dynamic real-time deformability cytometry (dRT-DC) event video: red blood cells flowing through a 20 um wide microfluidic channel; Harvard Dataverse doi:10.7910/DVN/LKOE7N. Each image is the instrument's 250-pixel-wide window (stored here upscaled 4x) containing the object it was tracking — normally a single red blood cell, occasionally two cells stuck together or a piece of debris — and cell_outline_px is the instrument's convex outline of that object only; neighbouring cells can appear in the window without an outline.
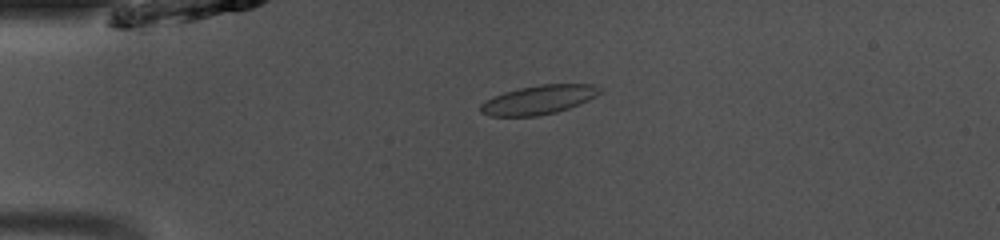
{"species": "common noctule bat (a hibernating species)", "species_latin": "Nyctalus noctula", "temperature_condition": "room temperature", "stored_images_in_passage": 47, "camera_frame_rate_fps": 3000, "um_per_image_px": 0.085, "animal": {"sex": "male", "body_mass_g": 13.0, "forearm_length_mm": 53.1}, "frame": {"image": 1, "passage_image": 10, "time_ms": 3.0, "image_size_px": [1000, 240], "cell_outline_px": [[600, 92], [596, 96], [588, 100], [568, 108], [556, 112], [536, 116], [492, 116], [480, 112], [480, 104], [484, 100], [504, 92], [520, 88], [540, 84], [596, 84], [600, 88]], "centroid_in_image_um": [45.77, 8.47], "position_along_channel_um": 39.2, "area_um2": 20.06}}
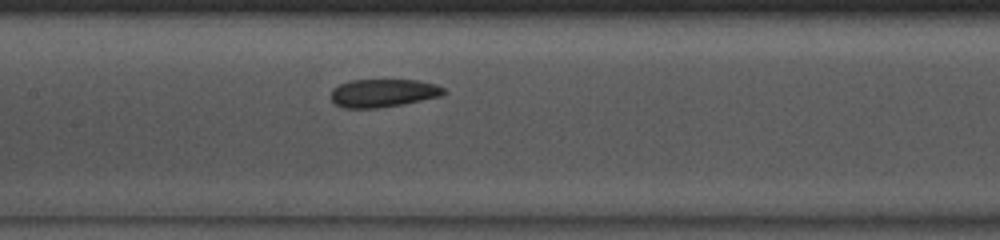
{"frame": {"image": 2, "passage_image": 22, "time_ms": 7.0, "image_size_px": [1000, 240], "cell_outline_px": [[448, 92], [440, 96], [400, 104], [376, 108], [344, 108], [336, 104], [332, 100], [332, 88], [348, 80], [420, 80], [436, 84], [444, 88]], "centroid_in_image_um": [32.57, 7.89], "position_along_channel_um": 174.8, "area_um2": 18.38}}
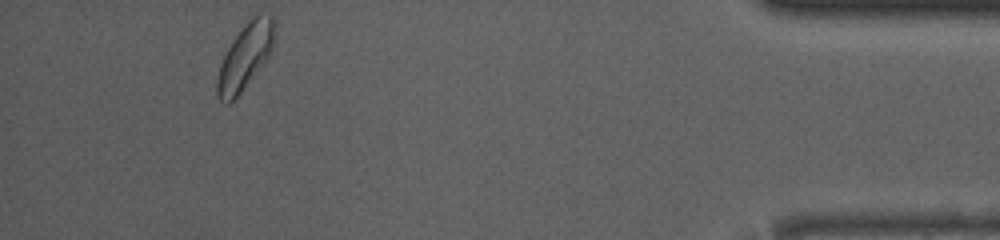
{"frame": {"image": 3, "passage_image": 44, "time_ms": 14.333, "image_size_px": [1000, 240], "cell_outline_px": [[276, 24], [272, 48], [268, 56], [240, 92], [228, 104], [224, 104], [216, 96], [216, 80], [220, 64], [232, 40], [248, 20], [256, 12], [272, 16], [276, 20]], "centroid_in_image_um": [20.83, 4.76], "position_along_channel_um": 414.4, "area_um2": 21.68}, "authors_computed_cell_mechanics": {"area_um2": 19.652, "velocity_mm_per_s": 4.0535, "shape_relaxation_time_tau1_ms": 5.8309, "shape_relaxation_time_tau2_ms": 1.9289, "deformation_change_tau1": 0.0934, "deformation_change_tau2": 0.0651}}